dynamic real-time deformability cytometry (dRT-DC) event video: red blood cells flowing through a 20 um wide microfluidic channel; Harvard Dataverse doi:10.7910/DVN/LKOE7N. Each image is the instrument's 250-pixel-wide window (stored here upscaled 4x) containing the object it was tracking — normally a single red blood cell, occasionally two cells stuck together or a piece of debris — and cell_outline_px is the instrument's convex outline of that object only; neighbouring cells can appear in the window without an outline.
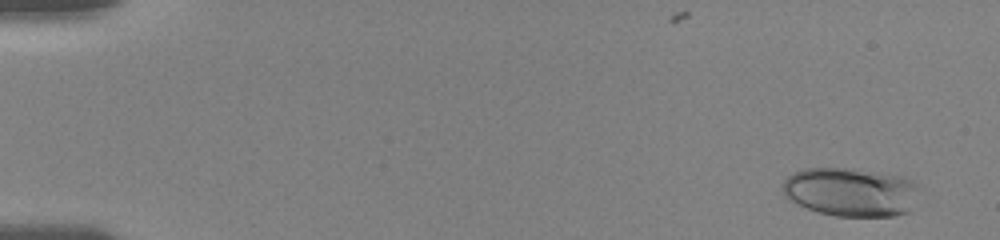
{"species": "human", "species_latin": "Homo sapiens", "temperature_condition": "room temperature", "stored_images_in_passage": 74, "camera_frame_rate_fps": 3000, "um_per_image_px": 0.085, "donor": {"sex": "female"}, "frame": {"image": 1, "passage_image": 1, "time_ms": 0.0, "image_size_px": [1000, 240], "cell_outline_px": [[920, 188], [908, 212], [896, 216], [836, 216], [820, 212], [796, 204], [788, 200], [780, 188], [780, 184], [788, 176], [804, 168], [852, 168], [904, 176], [912, 180]], "centroid_in_image_um": [72.29, 16.31], "position_along_channel_um": 12.7, "area_um2": 39.13}}
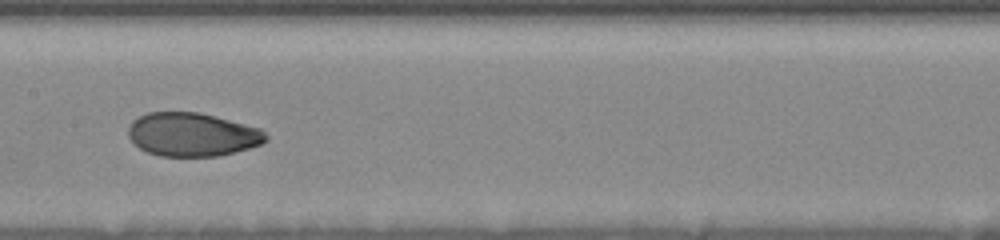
{"frame": {"image": 2, "passage_image": 38, "time_ms": 8.667, "image_size_px": [1000, 240], "cell_outline_px": [[268, 140], [260, 144], [248, 148], [220, 156], [160, 156], [148, 152], [140, 148], [128, 136], [128, 128], [132, 120], [148, 112], [200, 112], [260, 128], [268, 136]], "centroid_in_image_um": [16.34, 11.43], "position_along_channel_um": 191.1, "area_um2": 34.85}}
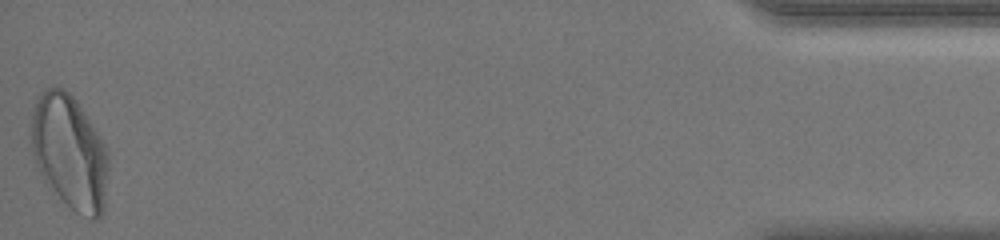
{"frame": {"image": 3, "passage_image": 74, "time_ms": 17.333, "image_size_px": [1000, 240], "cell_outline_px": [[108, 168], [104, 208], [100, 216], [96, 220], [92, 220], [76, 212], [48, 188], [36, 164], [32, 152], [32, 112], [36, 96], [40, 92], [52, 84], [64, 88], [76, 100], [100, 136], [108, 152]], "centroid_in_image_um": [5.9, 12.92], "position_along_channel_um": 429.3, "area_um2": 51.73}, "authors_computed_cell_mechanics": {"area_um2": 36.125, "velocity_mm_per_s": 3.6939, "shape_relaxation_time_tau1_ms": 4.6846, "shape_relaxation_time_tau2_ms": 0.9037, "deformation_change_tau1": 0.1669, "deformation_change_tau2": 0.0436}}